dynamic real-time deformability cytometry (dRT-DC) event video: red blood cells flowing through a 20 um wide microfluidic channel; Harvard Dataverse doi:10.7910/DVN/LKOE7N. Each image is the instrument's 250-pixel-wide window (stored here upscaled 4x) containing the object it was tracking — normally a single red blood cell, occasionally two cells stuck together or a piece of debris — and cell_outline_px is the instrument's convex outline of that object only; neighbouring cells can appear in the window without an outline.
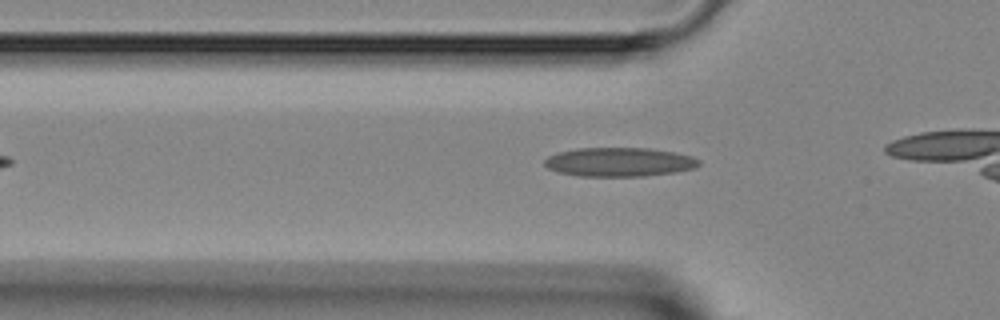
{"species": "Egyptian fruit bat (a non-hibernating species)", "species_latin": "Rousettus aegyptiacus", "temperature_condition": "room temperature", "stored_images_in_passage": 30, "camera_frame_rate_fps": 3000, "um_per_image_px": 0.085, "animal": {"sex": "female"}, "frame": {"image": 1, "passage_image": 8, "time_ms": 2.333, "image_size_px": [1000, 320], "cell_outline_px": [[700, 164], [696, 168], [676, 172], [644, 176], [580, 176], [560, 172], [548, 168], [544, 164], [544, 160], [548, 156], [556, 152], [576, 148], [648, 148], [672, 152], [692, 156], [700, 160]], "centroid_in_image_um": [52.64, 13.77], "position_along_channel_um": 73.2, "area_um2": 26.13}}
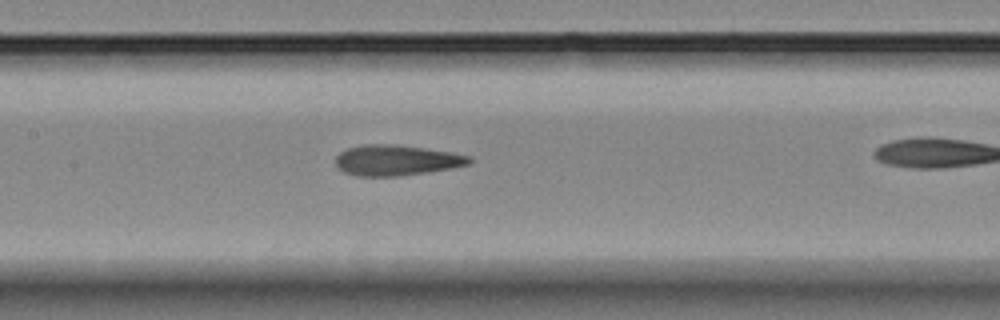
{"frame": {"image": 2, "passage_image": 15, "time_ms": 4.667, "image_size_px": [1000, 320], "cell_outline_px": [[472, 160], [468, 164], [448, 168], [400, 176], [356, 176], [344, 172], [336, 168], [336, 156], [340, 152], [348, 148], [364, 144], [396, 144], [452, 152], [468, 156]], "centroid_in_image_um": [33.62, 13.61], "position_along_channel_um": 173.8, "area_um2": 23.64}}
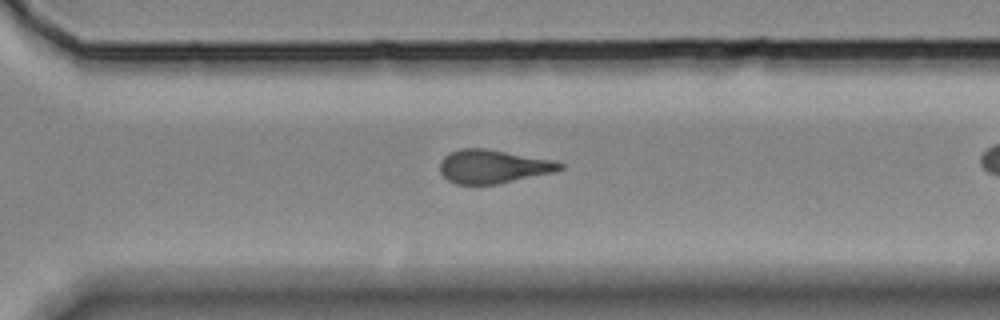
{"frame": {"image": 3, "passage_image": 26, "time_ms": 8.333, "image_size_px": [1000, 320], "cell_outline_px": [[564, 168], [552, 172], [500, 184], [456, 184], [448, 180], [440, 172], [440, 160], [444, 156], [460, 148], [484, 148], [556, 160], [564, 164]], "centroid_in_image_um": [41.92, 14.15], "position_along_channel_um": 328.7, "area_um2": 23.52}}